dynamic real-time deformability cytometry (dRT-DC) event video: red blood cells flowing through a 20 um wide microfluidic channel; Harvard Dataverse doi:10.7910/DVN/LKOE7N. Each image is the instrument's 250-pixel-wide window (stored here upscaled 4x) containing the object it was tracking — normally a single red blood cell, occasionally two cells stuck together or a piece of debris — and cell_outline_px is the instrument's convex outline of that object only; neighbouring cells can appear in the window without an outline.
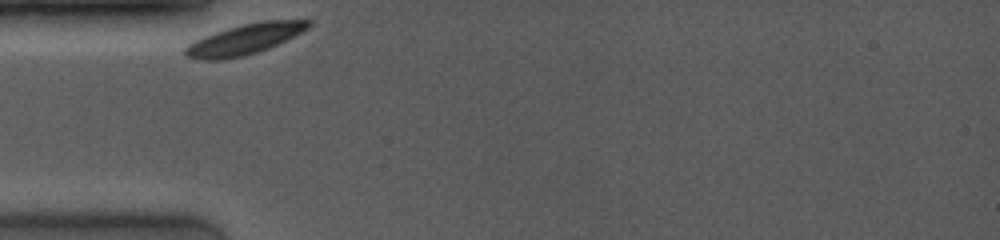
{"species": "common noctule bat (a hibernating species)", "species_latin": "Nyctalus noctula", "temperature_condition": "room temperature", "stored_images_in_passage": 24, "camera_frame_rate_fps": 4000, "um_per_image_px": 0.085, "animal": {"sex": "female", "body_mass_g": 19.0, "forearm_length_mm": 53.3}, "frame": {"image": 1, "passage_image": 1, "time_ms": 0.0, "image_size_px": [1000, 240], "cell_outline_px": [[312, 24], [308, 28], [268, 48], [244, 56], [224, 60], [196, 60], [184, 56], [184, 48], [188, 44], [204, 36], [228, 28], [260, 20], [312, 20]], "centroid_in_image_um": [20.73, 3.35], "position_along_channel_um": 64.3, "area_um2": 21.73}}
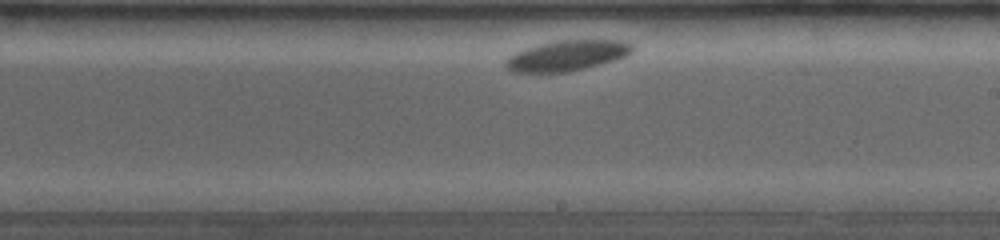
{"frame": {"image": 2, "passage_image": 14, "time_ms": 5.25, "image_size_px": [1000, 240], "cell_outline_px": [[636, 48], [628, 56], [616, 60], [584, 68], [564, 72], [516, 72], [504, 68], [504, 60], [508, 56], [524, 48], [540, 44], [560, 40], [620, 40], [632, 44]], "centroid_in_image_um": [48.2, 4.72], "position_along_channel_um": 240.8, "area_um2": 22.6}}
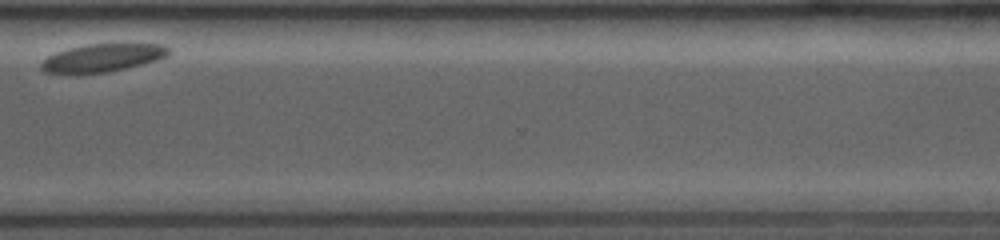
{"frame": {"image": 3, "passage_image": 22, "time_ms": 8.75, "image_size_px": [1000, 240], "cell_outline_px": [[172, 52], [168, 56], [156, 60], [108, 72], [44, 72], [40, 68], [40, 64], [48, 56], [56, 52], [68, 48], [88, 44], [164, 44], [172, 48]], "centroid_in_image_um": [8.78, 4.88], "position_along_channel_um": 361.8, "area_um2": 20.4}}